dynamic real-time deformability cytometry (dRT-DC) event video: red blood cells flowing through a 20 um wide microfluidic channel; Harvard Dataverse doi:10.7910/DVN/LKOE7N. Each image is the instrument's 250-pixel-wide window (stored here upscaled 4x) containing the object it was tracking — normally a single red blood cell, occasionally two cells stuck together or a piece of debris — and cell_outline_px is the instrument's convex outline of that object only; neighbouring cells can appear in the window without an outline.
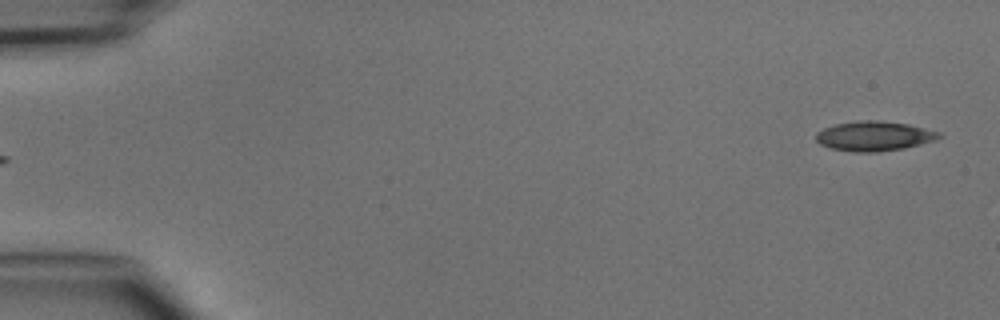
{"species": "common noctule bat (a hibernating species)", "species_latin": "Nyctalus noctula", "temperature_condition": "cold", "stored_images_in_passage": 5, "segment_of_instrument_passage": [2, 2], "camera_frame_rate_fps": 3000, "um_per_image_px": 0.085, "animal": {"sex": "male", "body_mass_g": 15.6}, "frame": {"image": 1, "passage_image": 5, "time_ms": 4.667, "image_size_px": [1000, 320], "cell_outline_px": [[944, 136], [936, 140], [904, 148], [876, 152], [852, 152], [832, 148], [820, 144], [816, 140], [816, 132], [824, 128], [836, 124], [860, 120], [876, 120], [908, 124], [940, 132]], "centroid_in_image_um": [74.32, 11.56], "position_along_channel_um": 10.7, "area_um2": 21.27}}